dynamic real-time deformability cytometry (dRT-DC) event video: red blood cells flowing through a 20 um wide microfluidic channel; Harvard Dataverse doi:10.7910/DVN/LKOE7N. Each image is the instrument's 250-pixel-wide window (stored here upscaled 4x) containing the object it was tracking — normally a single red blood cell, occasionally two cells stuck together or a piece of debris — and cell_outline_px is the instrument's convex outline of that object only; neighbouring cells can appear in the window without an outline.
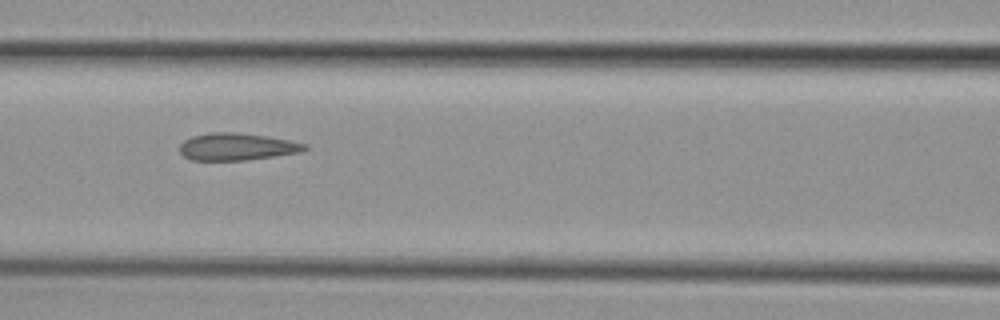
{"species": "common noctule bat (a hibernating species)", "species_latin": "Nyctalus noctula", "temperature_condition": "cold", "stored_images_in_passage": 11, "camera_frame_rate_fps": 3000, "um_per_image_px": 0.085, "animal": {"sex": "female", "body_mass_g": 29.2, "forearm_length_mm": 56.3}, "frame": {"image": 1, "passage_image": 7, "time_ms": 8.0, "image_size_px": [1000, 320], "cell_outline_px": [[308, 148], [304, 152], [244, 160], [192, 160], [184, 156], [180, 152], [180, 144], [184, 140], [192, 136], [208, 132], [236, 132], [268, 136], [308, 144]], "centroid_in_image_um": [20.16, 12.46], "position_along_channel_um": 146.4, "area_um2": 19.94}}
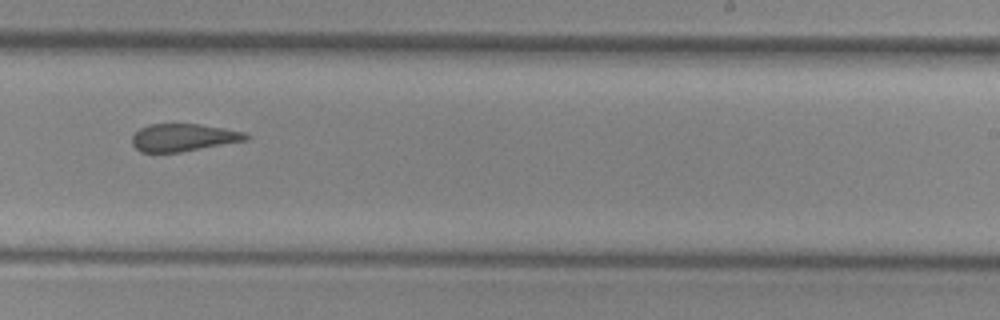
{"frame": {"image": 2, "passage_image": 10, "time_ms": 11.333, "image_size_px": [1000, 320], "cell_outline_px": [[252, 136], [248, 140], [180, 152], [140, 152], [132, 144], [132, 136], [140, 128], [148, 124], [200, 124], [224, 128], [244, 132]], "centroid_in_image_um": [15.6, 11.68], "position_along_channel_um": 273.4, "area_um2": 18.32}}
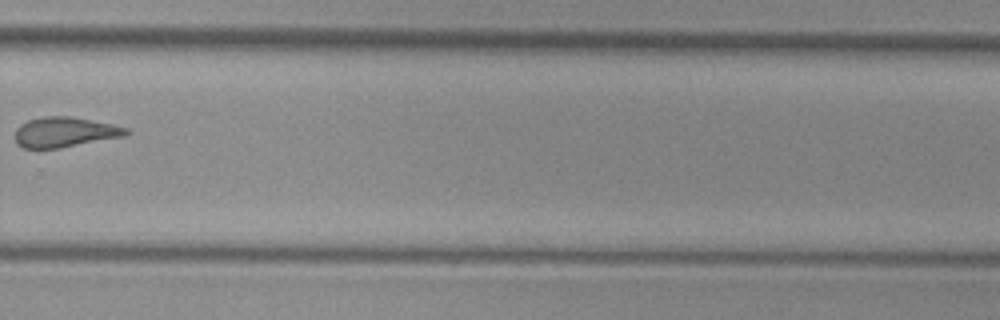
{"frame": {"image": 3, "passage_image": 11, "time_ms": 12.667, "image_size_px": [1000, 320], "cell_outline_px": [[132, 132], [124, 136], [60, 148], [24, 148], [16, 144], [16, 128], [20, 124], [28, 120], [44, 116], [72, 116], [132, 128]], "centroid_in_image_um": [5.54, 11.22], "position_along_channel_um": 324.3, "area_um2": 19.65}}